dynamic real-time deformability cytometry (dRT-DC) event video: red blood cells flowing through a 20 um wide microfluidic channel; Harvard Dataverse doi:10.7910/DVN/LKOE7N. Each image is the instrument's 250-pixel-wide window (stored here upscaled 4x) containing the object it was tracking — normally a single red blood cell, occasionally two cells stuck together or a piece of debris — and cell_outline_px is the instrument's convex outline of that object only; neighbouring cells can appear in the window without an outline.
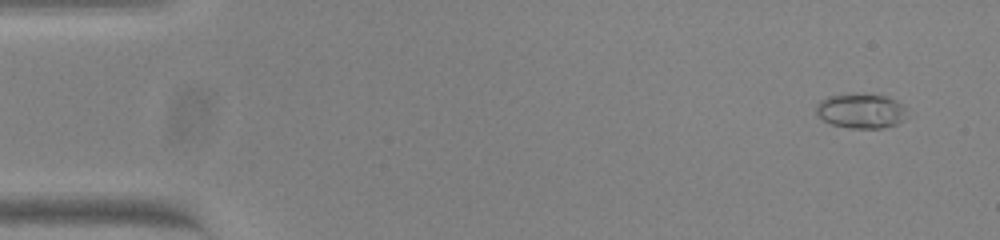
{"species": "common noctule bat (a hibernating species)", "species_latin": "Nyctalus noctula", "temperature_condition": "warm", "stored_images_in_passage": 52, "camera_frame_rate_fps": 3000, "um_per_image_px": 0.085, "animal": {"sex": "female", "body_mass_g": 23.0, "forearm_length_mm": 53.4}, "frame": {"image": 1, "passage_image": 2, "time_ms": 0.333, "image_size_px": [1000, 240], "cell_outline_px": [[908, 108], [904, 120], [896, 124], [880, 128], [848, 128], [832, 124], [816, 116], [816, 104], [820, 100], [828, 96], [888, 96], [904, 104]], "centroid_in_image_um": [73.21, 9.46], "position_along_channel_um": 11.8, "area_um2": 18.09}}
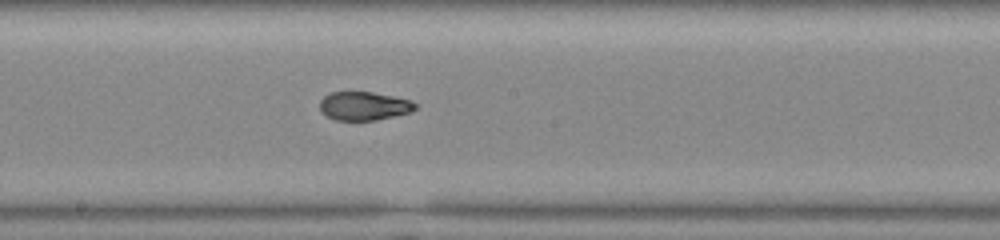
{"frame": {"image": 2, "passage_image": 28, "time_ms": 9.0, "image_size_px": [1000, 240], "cell_outline_px": [[420, 104], [412, 112], [376, 120], [336, 120], [320, 112], [320, 100], [324, 96], [332, 92], [372, 92], [392, 96], [408, 100]], "centroid_in_image_um": [30.95, 9.01], "position_along_channel_um": 217.3, "area_um2": 15.9}}
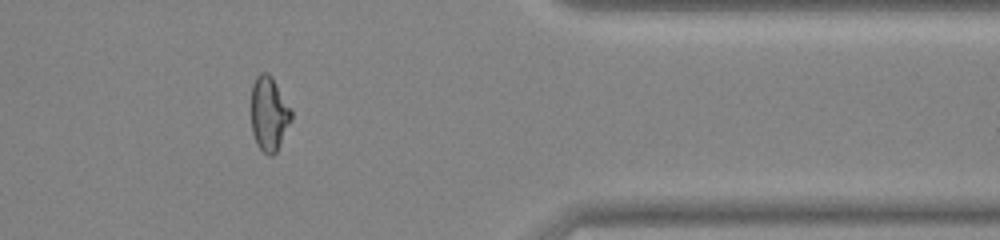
{"frame": {"image": 3, "passage_image": 43, "time_ms": 14.0, "image_size_px": [1000, 240], "cell_outline_px": [[292, 120], [276, 152], [272, 156], [268, 156], [256, 144], [252, 132], [252, 84], [256, 76], [260, 72], [268, 72], [272, 76], [292, 108]], "centroid_in_image_um": [22.89, 9.65], "position_along_channel_um": 388.5, "area_um2": 17.63}, "authors_computed_cell_mechanics": {"area_um2": 17.34, "velocity_mm_per_s": 3.8296, "shape_relaxation_time_tau1_ms": 5.4839, "shape_relaxation_time_tau2_ms": 1.438, "deformation_change_tau1": 0.1974, "deformation_change_tau2": 0.0718}}